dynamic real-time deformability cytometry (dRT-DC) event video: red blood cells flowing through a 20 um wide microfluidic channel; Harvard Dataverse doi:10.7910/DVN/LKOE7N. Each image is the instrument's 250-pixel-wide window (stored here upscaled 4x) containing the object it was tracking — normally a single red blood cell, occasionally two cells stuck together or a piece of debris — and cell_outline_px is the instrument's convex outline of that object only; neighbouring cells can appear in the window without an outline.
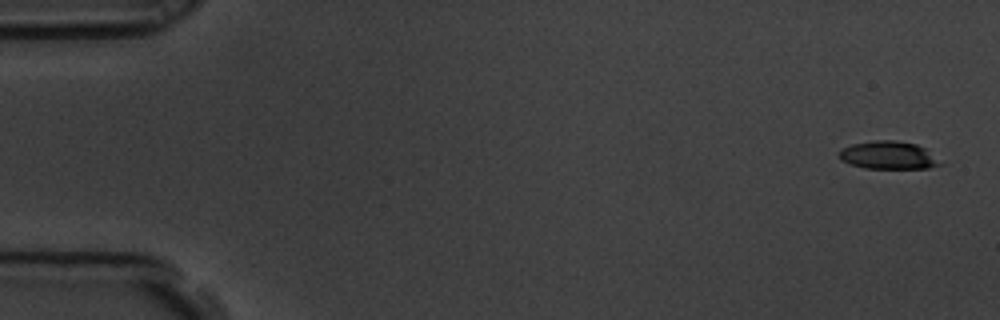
{"species": "common noctule bat (a hibernating species)", "species_latin": "Nyctalus noctula", "temperature_condition": "room temperature", "stored_images_in_passage": 8, "camera_frame_rate_fps": 3000, "um_per_image_px": 0.085, "animal": {"sex": "male", "body_mass_g": 19.5, "forearm_length_mm": 54.6}, "frame": {"image": 1, "passage_image": 1, "time_ms": 0.0, "image_size_px": [1000, 320], "cell_outline_px": [[944, 164], [928, 168], [864, 168], [848, 164], [840, 160], [840, 148], [852, 144], [872, 140], [896, 140], [916, 144], [924, 148]], "centroid_in_image_um": [75.47, 13.19], "position_along_channel_um": 9.5, "area_um2": 16.47}}
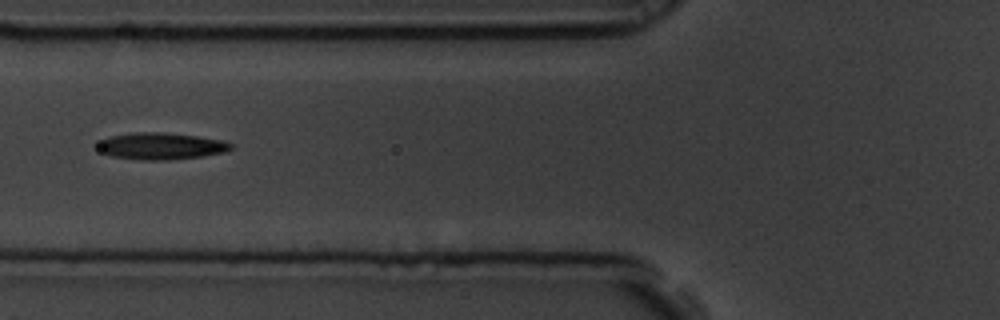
{"frame": {"image": 2, "passage_image": 7, "time_ms": 2.0, "image_size_px": [1000, 320], "cell_outline_px": [[232, 148], [224, 152], [200, 156], [168, 160], [144, 160], [112, 156], [100, 152], [96, 148], [96, 144], [100, 140], [112, 136], [136, 132], [164, 132], [196, 136], [224, 140], [232, 144]], "centroid_in_image_um": [13.65, 12.41], "position_along_channel_um": 112.2, "area_um2": 20.75}}
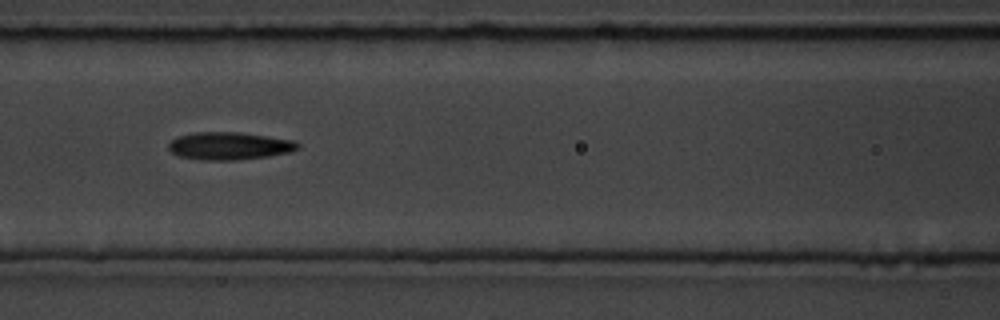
{"frame": {"image": 3, "passage_image": 8, "time_ms": 2.333, "image_size_px": [1000, 320], "cell_outline_px": [[300, 148], [288, 152], [268, 156], [236, 160], [204, 160], [180, 156], [172, 152], [168, 148], [168, 144], [172, 140], [180, 136], [196, 132], [236, 132], [296, 140], [300, 144]], "centroid_in_image_um": [19.52, 12.4], "position_along_channel_um": 147.1, "area_um2": 20.63}}